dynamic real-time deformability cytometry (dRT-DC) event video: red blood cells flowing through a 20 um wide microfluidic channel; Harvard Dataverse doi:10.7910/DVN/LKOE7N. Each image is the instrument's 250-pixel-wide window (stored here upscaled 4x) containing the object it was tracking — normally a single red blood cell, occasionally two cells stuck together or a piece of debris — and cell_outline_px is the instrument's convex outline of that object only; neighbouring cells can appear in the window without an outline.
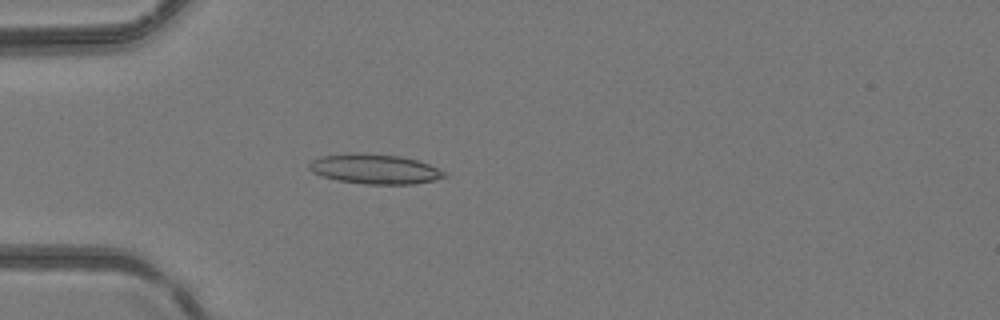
{"species": "common noctule bat (a hibernating species)", "species_latin": "Nyctalus noctula", "temperature_condition": "room temperature", "stored_images_in_passage": 4, "camera_frame_rate_fps": 3000, "um_per_image_px": 0.085, "animal": {"sex": "female", "body_mass_g": 24.6, "forearm_length_mm": 56.2}, "frame": {"image": 1, "passage_image": 4, "time_ms": 3.333, "image_size_px": [1000, 320], "cell_outline_px": [[448, 176], [436, 180], [412, 184], [364, 184], [336, 180], [312, 172], [308, 168], [308, 164], [312, 160], [320, 156], [400, 156], [416, 160], [428, 164], [448, 172]], "centroid_in_image_um": [31.94, 14.43], "position_along_channel_um": 53.1, "area_um2": 22.48}}